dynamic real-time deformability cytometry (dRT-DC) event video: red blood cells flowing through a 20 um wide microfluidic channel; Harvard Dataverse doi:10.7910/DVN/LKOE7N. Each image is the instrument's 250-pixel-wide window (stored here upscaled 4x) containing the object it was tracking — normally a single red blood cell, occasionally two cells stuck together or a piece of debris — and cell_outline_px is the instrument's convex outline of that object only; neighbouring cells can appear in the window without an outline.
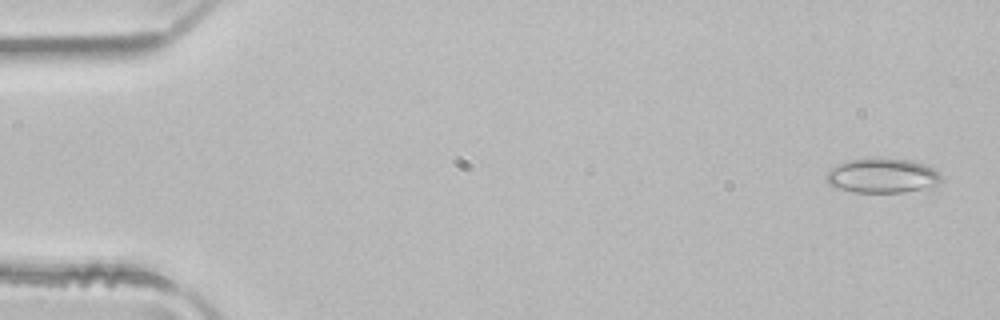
{"species": "common noctule bat (a hibernating species)", "species_latin": "Nyctalus noctula", "temperature_condition": "room temperature", "stored_images_in_passage": 5, "camera_frame_rate_fps": 3000, "um_per_image_px": 0.085, "animal": {"sex": "male", "body_mass_g": 21.5, "forearm_length_mm": 52.0}, "frame": {"image": 1, "passage_image": 1, "time_ms": 0.0, "image_size_px": [1000, 320], "cell_outline_px": [[944, 180], [936, 184], [904, 192], [852, 192], [836, 188], [828, 184], [824, 176], [836, 164], [852, 160], [876, 156], [908, 160], [924, 164], [940, 172]], "centroid_in_image_um": [74.96, 14.91], "position_along_channel_um": 10.0, "area_um2": 23.41}}
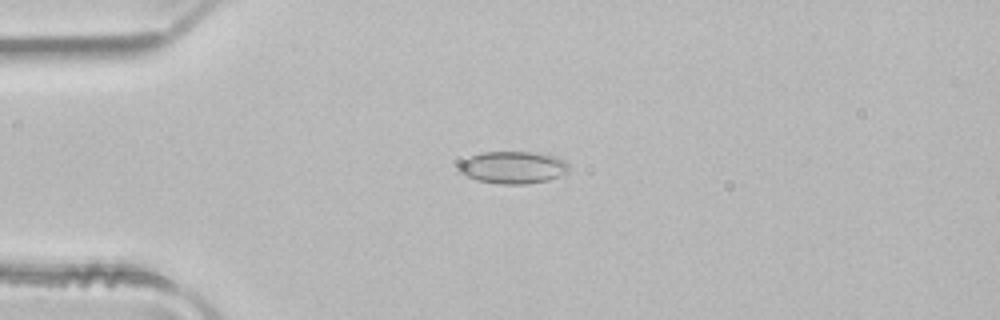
{"frame": {"image": 2, "passage_image": 4, "time_ms": 1.0, "image_size_px": [1000, 320], "cell_outline_px": [[568, 172], [548, 180], [524, 184], [500, 184], [480, 180], [464, 176], [456, 172], [456, 168], [468, 156], [480, 152], [532, 152], [556, 156], [564, 160], [568, 164]], "centroid_in_image_um": [43.55, 14.22], "position_along_channel_um": 41.4, "area_um2": 20.81}}
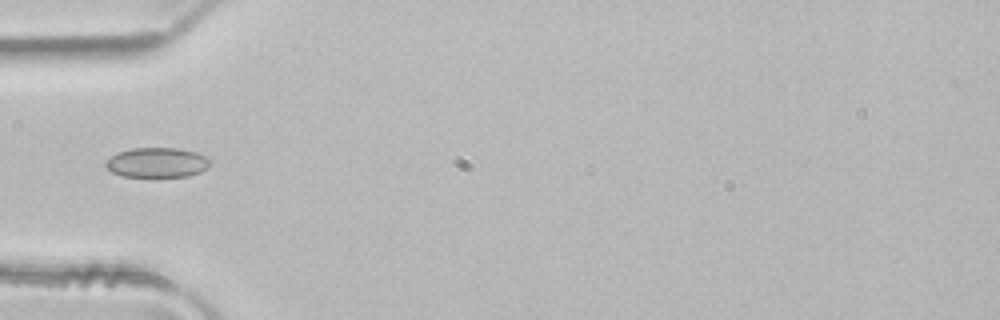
{"frame": {"image": 3, "passage_image": 5, "time_ms": 1.333, "image_size_px": [1000, 320], "cell_outline_px": [[212, 164], [208, 168], [200, 172], [188, 176], [120, 176], [112, 172], [104, 164], [104, 160], [116, 152], [132, 148], [180, 148], [196, 152], [208, 156], [212, 160]], "centroid_in_image_um": [13.37, 13.8], "position_along_channel_um": 71.6, "area_um2": 18.5}}